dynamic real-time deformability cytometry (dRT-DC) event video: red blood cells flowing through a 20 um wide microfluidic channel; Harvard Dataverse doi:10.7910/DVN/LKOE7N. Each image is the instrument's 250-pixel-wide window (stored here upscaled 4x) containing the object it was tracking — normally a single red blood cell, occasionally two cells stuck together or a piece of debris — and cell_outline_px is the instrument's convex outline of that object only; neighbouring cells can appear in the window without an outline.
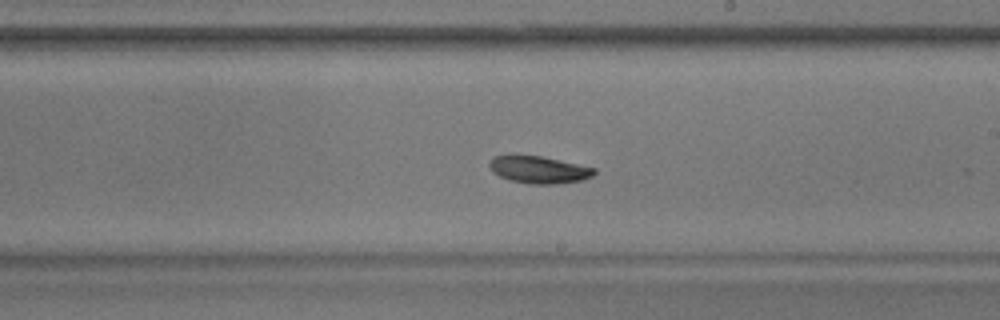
{"species": "common noctule bat (a hibernating species)", "species_latin": "Nyctalus noctula", "temperature_condition": "warm", "stored_images_in_passage": 55, "camera_frame_rate_fps": 3000, "um_per_image_px": 0.085, "animal": {"sex": "male", "body_mass_g": 17.9}, "frame": {"image": 1, "passage_image": 31, "time_ms": 10.0, "image_size_px": [1000, 320], "cell_outline_px": [[596, 172], [592, 176], [584, 180], [556, 184], [532, 184], [508, 180], [492, 172], [488, 164], [496, 156], [508, 152], [512, 152], [540, 156], [596, 168]], "centroid_in_image_um": [45.75, 14.39], "position_along_channel_um": 243.2, "area_um2": 17.11}}
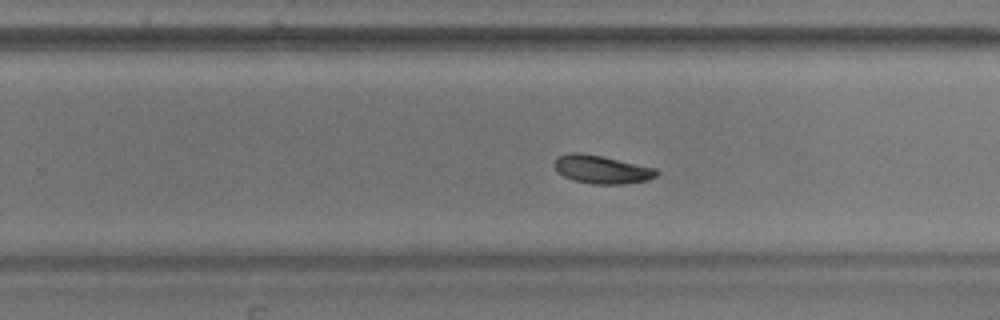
{"frame": {"image": 2, "passage_image": 34, "time_ms": 11.0, "image_size_px": [1000, 320], "cell_outline_px": [[660, 172], [656, 176], [648, 180], [624, 184], [592, 184], [572, 180], [556, 172], [552, 164], [556, 156], [572, 152], [580, 152], [600, 156], [656, 168]], "centroid_in_image_um": [51.09, 14.4], "position_along_channel_um": 278.7, "area_um2": 16.99}}
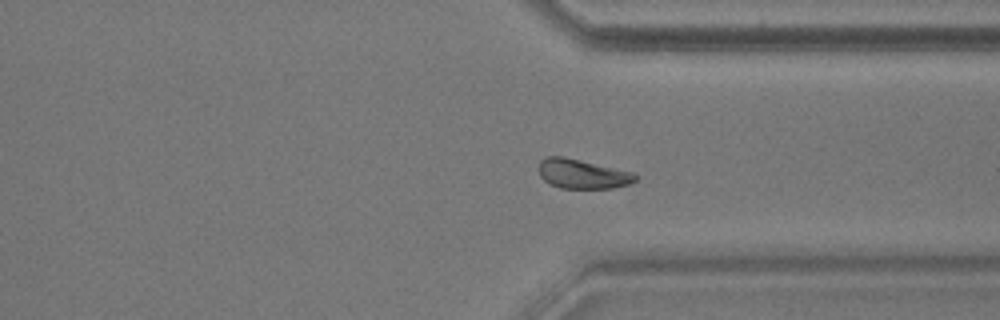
{"frame": {"image": 3, "passage_image": 41, "time_ms": 13.333, "image_size_px": [1000, 320], "cell_outline_px": [[636, 180], [628, 184], [612, 188], [560, 188], [544, 180], [540, 176], [540, 160], [544, 156], [564, 156], [636, 172]], "centroid_in_image_um": [49.52, 14.76], "position_along_channel_um": 361.9, "area_um2": 16.65}}